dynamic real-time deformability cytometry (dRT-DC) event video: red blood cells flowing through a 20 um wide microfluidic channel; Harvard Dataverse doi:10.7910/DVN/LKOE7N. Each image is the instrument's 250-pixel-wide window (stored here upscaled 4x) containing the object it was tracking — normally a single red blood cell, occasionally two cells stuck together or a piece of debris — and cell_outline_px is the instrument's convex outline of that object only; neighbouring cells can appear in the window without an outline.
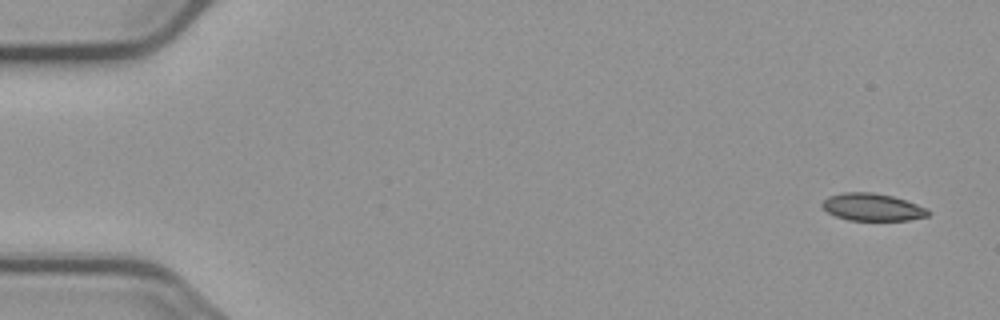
{"species": "common noctule bat (a hibernating species)", "species_latin": "Nyctalus noctula", "temperature_condition": "cold", "stored_images_in_passage": 4, "camera_frame_rate_fps": 3000, "um_per_image_px": 0.085, "animal": {"sex": "male", "body_mass_g": 23.1, "forearm_length_mm": 52.7}, "frame": {"image": 1, "passage_image": 1, "time_ms": 0.0, "image_size_px": [1000, 320], "cell_outline_px": [[932, 212], [928, 216], [908, 220], [848, 220], [836, 216], [828, 212], [820, 204], [828, 196], [844, 192], [872, 192], [892, 196], [928, 208]], "centroid_in_image_um": [74.16, 17.6], "position_along_channel_um": 10.8, "area_um2": 16.88}}